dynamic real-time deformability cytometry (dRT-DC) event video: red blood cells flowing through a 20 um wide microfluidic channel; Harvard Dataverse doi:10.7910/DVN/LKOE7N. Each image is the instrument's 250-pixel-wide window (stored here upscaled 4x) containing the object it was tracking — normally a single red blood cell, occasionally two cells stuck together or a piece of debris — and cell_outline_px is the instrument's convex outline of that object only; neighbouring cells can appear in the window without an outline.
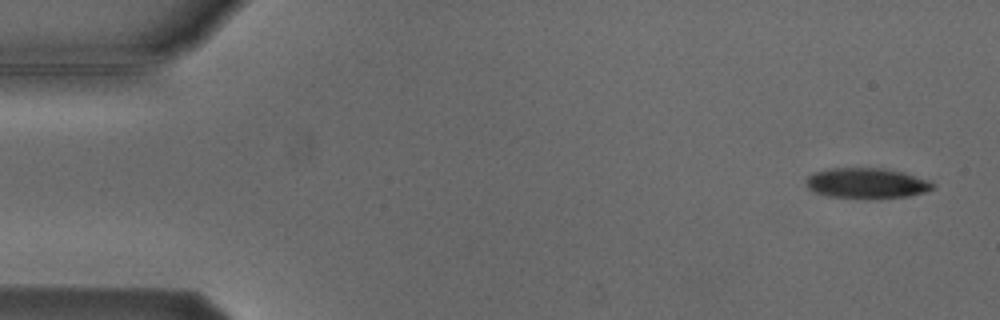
{"species": "Egyptian fruit bat (a non-hibernating species)", "species_latin": "Rousettus aegyptiacus", "temperature_condition": "cold", "stored_images_in_passage": 7, "camera_frame_rate_fps": 3000, "um_per_image_px": 0.085, "animal": {"sex": "male"}, "frame": {"image": 1, "passage_image": 1, "time_ms": 0.0, "image_size_px": [1000, 320], "cell_outline_px": [[936, 188], [924, 192], [908, 196], [868, 200], [828, 196], [816, 192], [808, 188], [808, 176], [816, 172], [828, 168], [884, 168], [904, 172], [928, 180], [936, 184]], "centroid_in_image_um": [73.73, 15.59], "position_along_channel_um": 11.3, "area_um2": 22.77}}
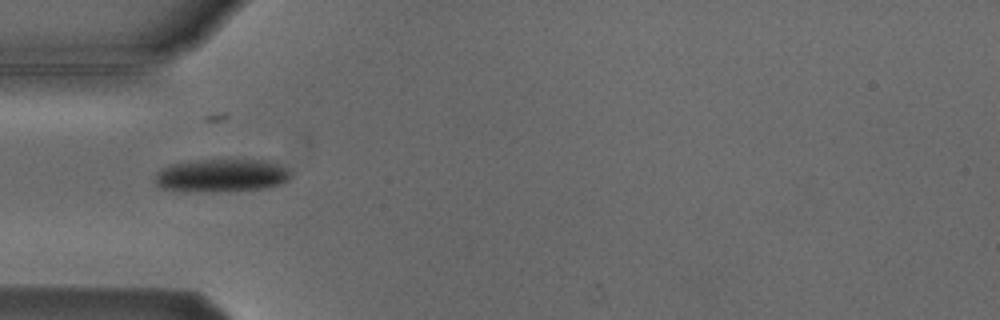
{"frame": {"image": 2, "passage_image": 5, "time_ms": 4.667, "image_size_px": [1000, 320], "cell_outline_px": [[292, 176], [288, 180], [280, 184], [260, 188], [216, 192], [160, 188], [156, 184], [156, 172], [160, 168], [172, 164], [188, 160], [276, 160], [288, 168], [292, 172]], "centroid_in_image_um": [18.89, 14.88], "position_along_channel_um": 66.1, "area_um2": 26.3}}
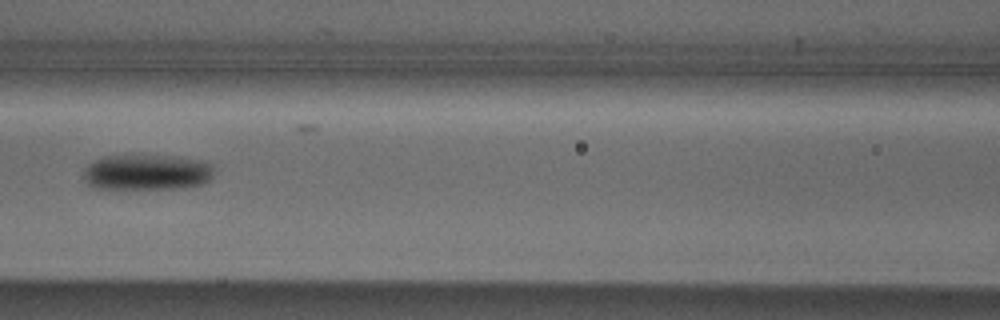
{"frame": {"image": 3, "passage_image": 7, "time_ms": 7.0, "image_size_px": [1000, 320], "cell_outline_px": [[212, 176], [204, 184], [184, 188], [92, 188], [84, 180], [84, 168], [88, 164], [104, 156], [132, 152], [140, 152], [176, 156], [204, 160], [212, 164]], "centroid_in_image_um": [12.47, 14.58], "position_along_channel_um": 154.1, "area_um2": 28.26}}